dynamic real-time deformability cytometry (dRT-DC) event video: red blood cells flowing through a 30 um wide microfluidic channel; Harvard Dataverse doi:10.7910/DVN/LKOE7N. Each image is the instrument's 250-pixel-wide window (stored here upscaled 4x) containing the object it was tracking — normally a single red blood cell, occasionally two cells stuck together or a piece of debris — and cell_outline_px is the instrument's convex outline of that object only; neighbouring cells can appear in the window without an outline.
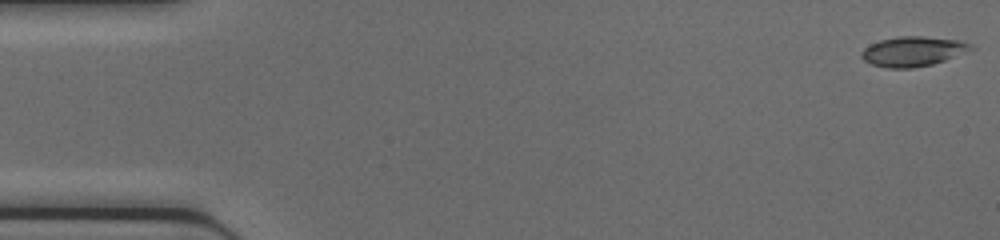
{"species": "common noctule bat (a hibernating species)", "species_latin": "Nyctalus noctula", "temperature_condition": "cold", "stored_images_in_passage": 11, "camera_frame_rate_fps": 3000, "um_per_image_px": 0.085, "animal": {"sex": "female", "body_mass_g": 17.0, "forearm_length_mm": 48.0}, "frame": {"image": 1, "passage_image": 1, "time_ms": 0.0, "image_size_px": [1000, 240], "cell_outline_px": [[976, 48], [944, 60], [932, 64], [912, 68], [888, 68], [872, 64], [864, 60], [860, 56], [864, 48], [880, 40], [900, 36], [920, 36], [960, 40], [972, 44]], "centroid_in_image_um": [77.61, 4.36], "position_along_channel_um": 7.4, "area_um2": 18.84}}